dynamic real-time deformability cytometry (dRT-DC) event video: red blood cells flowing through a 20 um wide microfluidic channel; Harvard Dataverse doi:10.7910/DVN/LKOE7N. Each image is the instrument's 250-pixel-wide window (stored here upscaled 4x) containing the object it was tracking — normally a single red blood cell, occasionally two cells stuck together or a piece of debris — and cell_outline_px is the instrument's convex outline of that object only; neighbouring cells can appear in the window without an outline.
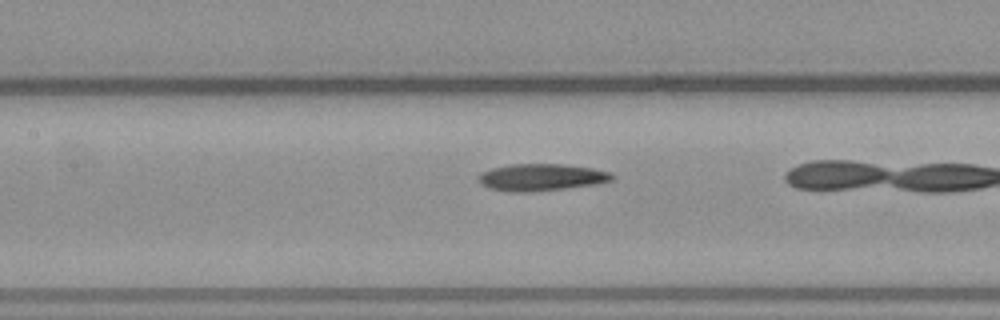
{"species": "common noctule bat (a hibernating species)", "species_latin": "Nyctalus noctula", "temperature_condition": "warm", "stored_images_in_passage": 34, "camera_frame_rate_fps": 3000, "um_per_image_px": 0.085, "animal": {"sex": "male", "body_mass_g": 23.1, "forearm_length_mm": 52.7}, "frame": {"image": 1, "passage_image": 16, "time_ms": 5.0, "image_size_px": [1000, 320], "cell_outline_px": [[616, 176], [612, 180], [596, 184], [532, 192], [512, 192], [488, 188], [480, 184], [476, 176], [480, 172], [492, 168], [508, 164], [564, 164], [592, 168], [612, 172]], "centroid_in_image_um": [45.98, 15.06], "position_along_channel_um": 161.4, "area_um2": 21.27}}
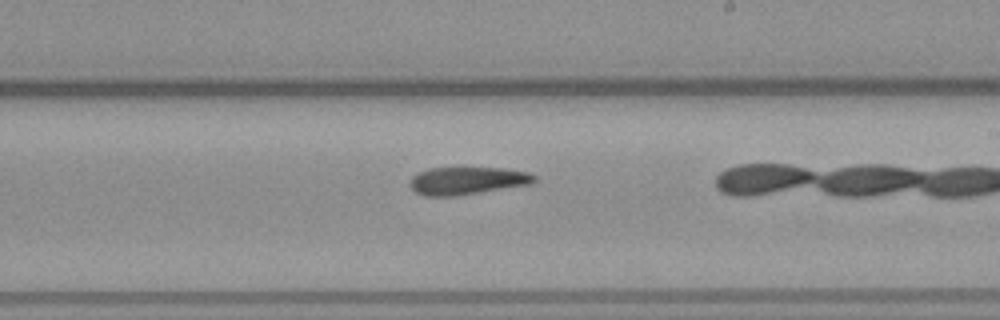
{"frame": {"image": 2, "passage_image": 23, "time_ms": 7.333, "image_size_px": [1000, 320], "cell_outline_px": [[536, 180], [532, 184], [452, 196], [424, 196], [416, 192], [408, 184], [412, 176], [428, 168], [504, 168], [528, 172], [536, 176]], "centroid_in_image_um": [39.71, 15.35], "position_along_channel_um": 249.3, "area_um2": 19.94}}
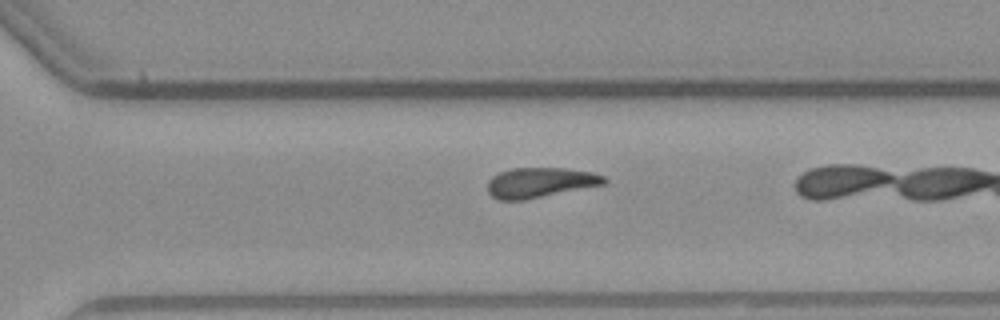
{"frame": {"image": 3, "passage_image": 29, "time_ms": 9.333, "image_size_px": [1000, 320], "cell_outline_px": [[608, 184], [524, 200], [496, 200], [488, 192], [488, 180], [492, 176], [500, 172], [512, 168], [564, 168], [592, 172], [604, 176], [608, 180]], "centroid_in_image_um": [45.93, 15.52], "position_along_channel_um": 324.7, "area_um2": 20.63}}